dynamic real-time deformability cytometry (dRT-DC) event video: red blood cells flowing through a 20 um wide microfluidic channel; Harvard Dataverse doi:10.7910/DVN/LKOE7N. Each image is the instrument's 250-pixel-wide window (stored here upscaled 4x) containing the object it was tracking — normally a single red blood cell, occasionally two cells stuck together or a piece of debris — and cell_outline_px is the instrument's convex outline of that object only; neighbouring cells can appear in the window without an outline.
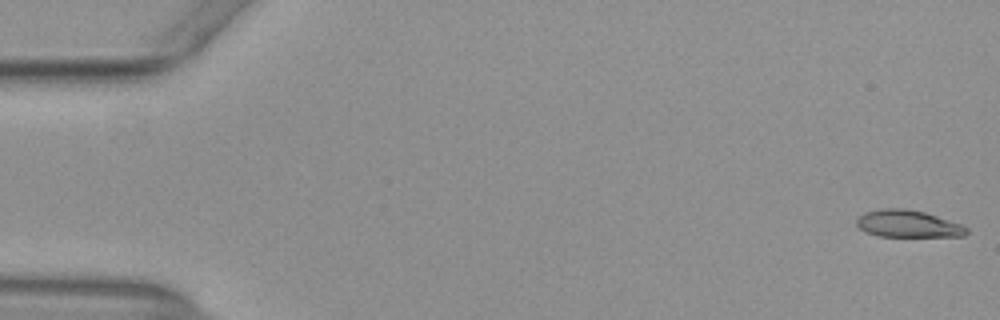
{"species": "common noctule bat (a hibernating species)", "species_latin": "Nyctalus noctula", "temperature_condition": "warm", "stored_images_in_passage": 53, "camera_frame_rate_fps": 3000, "um_per_image_px": 0.085, "animal": {"sex": "female", "body_mass_g": 29.2, "forearm_length_mm": 56.3}, "frame": {"image": 1, "passage_image": 1, "time_ms": 0.0, "image_size_px": [1000, 320], "cell_outline_px": [[968, 232], [964, 236], [880, 236], [864, 232], [856, 224], [856, 220], [864, 212], [884, 208], [904, 208], [924, 212], [960, 224], [968, 228]], "centroid_in_image_um": [77.15, 19.02], "position_along_channel_um": 7.9, "area_um2": 17.22}}
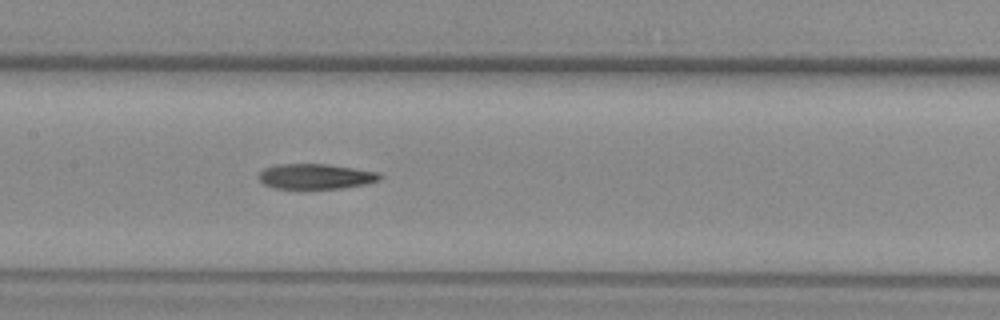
{"frame": {"image": 2, "passage_image": 26, "time_ms": 8.333, "image_size_px": [1000, 320], "cell_outline_px": [[384, 176], [380, 180], [368, 184], [340, 188], [276, 188], [264, 184], [260, 180], [260, 172], [264, 168], [276, 164], [324, 164], [380, 172]], "centroid_in_image_um": [26.88, 14.99], "position_along_channel_um": 180.5, "area_um2": 17.69}}
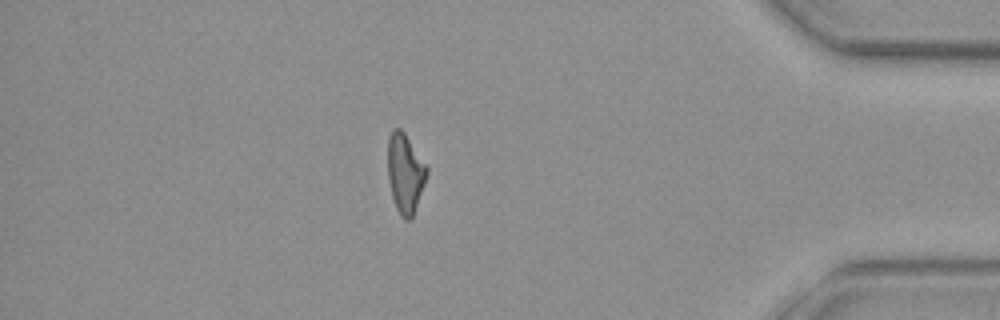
{"frame": {"image": 3, "passage_image": 46, "time_ms": 15.0, "image_size_px": [1000, 320], "cell_outline_px": [[428, 172], [412, 220], [404, 220], [400, 216], [396, 208], [392, 196], [388, 176], [388, 136], [392, 128], [400, 128], [404, 132], [428, 168]], "centroid_in_image_um": [34.43, 14.74], "position_along_channel_um": 400.8, "area_um2": 18.03}, "authors_computed_cell_mechanics": {"area_um2": 18.3226, "velocity_mm_per_s": 3.9285, "shape_relaxation_time_tau1_ms": null, "shape_relaxation_time_tau2_ms": 10.7186, "deformation_change_tau1": null, "deformation_change_tau2": 0.2444}}